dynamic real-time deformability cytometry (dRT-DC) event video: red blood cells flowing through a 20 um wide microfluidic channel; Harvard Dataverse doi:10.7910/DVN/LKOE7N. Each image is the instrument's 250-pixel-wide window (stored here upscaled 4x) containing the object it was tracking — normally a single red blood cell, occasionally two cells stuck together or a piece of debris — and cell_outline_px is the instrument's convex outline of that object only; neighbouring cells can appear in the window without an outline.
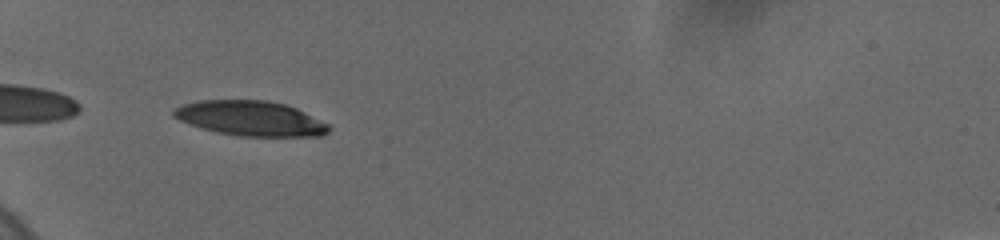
{"species": "human", "species_latin": "Homo sapiens", "temperature_condition": "cold", "stored_images_in_passage": 20, "camera_frame_rate_fps": 3000, "um_per_image_px": 0.085, "donor": {"sex": "female"}, "frame": {"image": 1, "passage_image": 1, "time_ms": 0.0, "image_size_px": [1000, 240], "cell_outline_px": [[332, 128], [324, 136], [240, 136], [216, 132], [200, 128], [180, 120], [172, 116], [172, 112], [176, 108], [184, 104], [200, 100], [268, 100], [284, 104], [296, 108], [328, 124]], "centroid_in_image_um": [21.3, 10.07], "position_along_channel_um": 63.7, "area_um2": 31.5}}
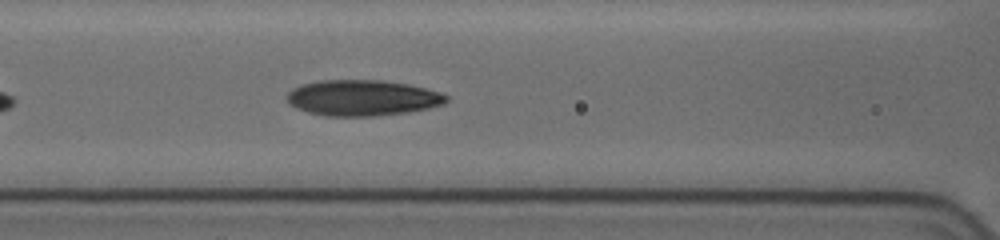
{"frame": {"image": 2, "passage_image": 8, "time_ms": 2.333, "image_size_px": [1000, 240], "cell_outline_px": [[448, 100], [444, 104], [428, 108], [408, 112], [376, 116], [324, 116], [308, 112], [296, 108], [288, 104], [288, 92], [292, 88], [304, 84], [320, 80], [380, 80], [408, 84], [440, 92], [448, 96]], "centroid_in_image_um": [30.8, 8.32], "position_along_channel_um": 135.8, "area_um2": 33.29}}
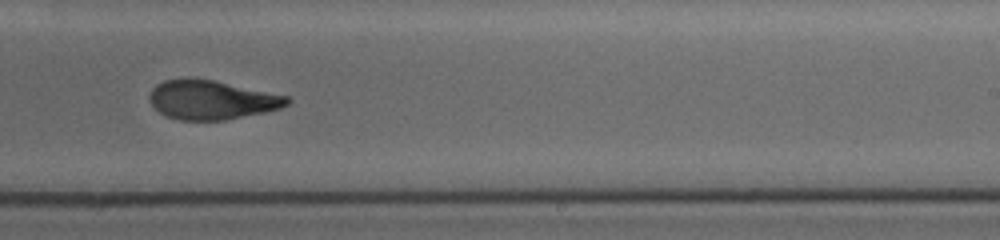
{"frame": {"image": 3, "passage_image": 18, "time_ms": 6.0, "image_size_px": [1000, 240], "cell_outline_px": [[292, 100], [288, 104], [280, 108], [264, 112], [224, 120], [180, 120], [168, 116], [160, 112], [152, 104], [148, 96], [152, 88], [156, 84], [164, 80], [212, 80], [288, 96]], "centroid_in_image_um": [18.0, 8.51], "position_along_channel_um": 271.0, "area_um2": 30.63}}